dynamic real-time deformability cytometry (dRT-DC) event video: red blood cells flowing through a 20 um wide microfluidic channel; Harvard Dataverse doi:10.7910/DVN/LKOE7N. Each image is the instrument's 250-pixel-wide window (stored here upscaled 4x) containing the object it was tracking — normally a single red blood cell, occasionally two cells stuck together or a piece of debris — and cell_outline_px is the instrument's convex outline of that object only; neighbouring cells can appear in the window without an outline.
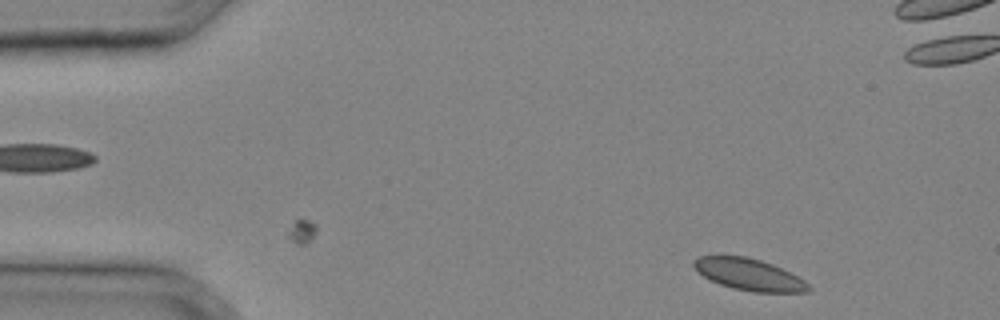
{"species": "common noctule bat (a hibernating species)", "species_latin": "Nyctalus noctula", "temperature_condition": "cold", "stored_images_in_passage": 8, "camera_frame_rate_fps": 3000, "um_per_image_px": 0.085, "animal": {"sex": "male", "body_mass_g": 20.4}, "frame": {"image": 1, "passage_image": 2, "time_ms": 0.333, "image_size_px": [1000, 320], "cell_outline_px": [[812, 288], [808, 292], [752, 292], [732, 288], [708, 280], [692, 264], [692, 260], [700, 256], [744, 256], [760, 260], [772, 264], [804, 280]], "centroid_in_image_um": [63.66, 23.34], "position_along_channel_um": 21.3, "area_um2": 20.98}}